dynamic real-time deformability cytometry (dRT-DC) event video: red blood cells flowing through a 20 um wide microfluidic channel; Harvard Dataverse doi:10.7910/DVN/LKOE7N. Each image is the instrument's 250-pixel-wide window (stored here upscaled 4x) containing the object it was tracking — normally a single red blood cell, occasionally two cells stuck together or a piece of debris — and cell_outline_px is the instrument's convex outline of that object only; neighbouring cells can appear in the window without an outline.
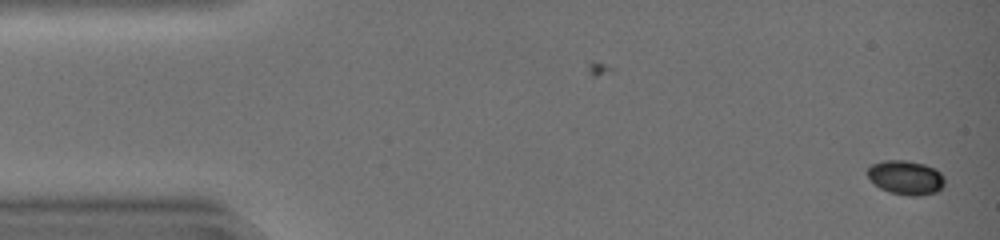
{"species": "common noctule bat (a hibernating species)", "species_latin": "Nyctalus noctula", "temperature_condition": "warm", "stored_images_in_passage": 5, "camera_frame_rate_fps": 3000, "um_per_image_px": 0.085, "animal": {"sex": "female", "body_mass_g": 19.0, "forearm_length_mm": 51.5}, "frame": {"image": 1, "passage_image": 1, "time_ms": 0.0, "image_size_px": [1000, 240], "cell_outline_px": [[944, 184], [936, 192], [920, 196], [908, 196], [888, 192], [880, 188], [868, 176], [868, 168], [872, 164], [884, 160], [904, 160], [924, 164], [936, 168], [944, 176]], "centroid_in_image_um": [77.01, 15.09], "position_along_channel_um": 8.0, "area_um2": 15.37}}